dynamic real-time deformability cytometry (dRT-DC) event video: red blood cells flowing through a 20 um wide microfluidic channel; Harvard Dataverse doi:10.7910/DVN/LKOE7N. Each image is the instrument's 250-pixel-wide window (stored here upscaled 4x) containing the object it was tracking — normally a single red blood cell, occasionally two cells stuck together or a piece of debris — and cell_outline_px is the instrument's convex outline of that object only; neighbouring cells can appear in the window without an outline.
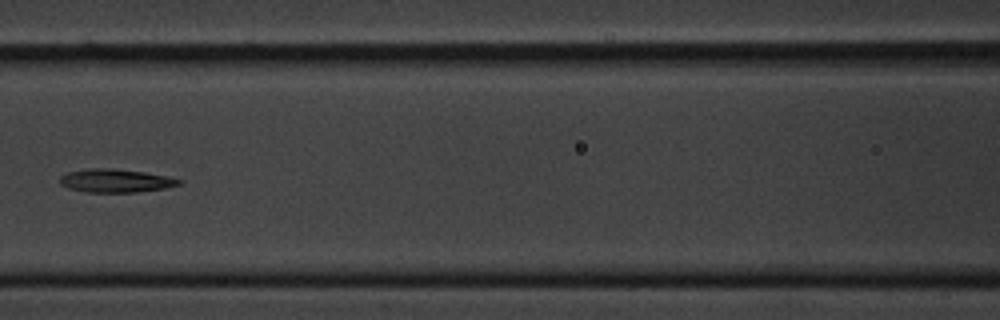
{"species": "common noctule bat (a hibernating species)", "species_latin": "Nyctalus noctula", "temperature_condition": "cold", "stored_images_in_passage": 12, "camera_frame_rate_fps": 3000, "um_per_image_px": 0.085, "animal": {"sex": "male", "body_mass_g": 20.1, "forearm_length_mm": 53.5}, "frame": {"image": 1, "passage_image": 7, "time_ms": 2.0, "image_size_px": [1000, 320], "cell_outline_px": [[184, 180], [180, 184], [164, 188], [136, 192], [88, 192], [68, 188], [60, 184], [60, 176], [68, 172], [92, 168], [112, 168], [144, 172]], "centroid_in_image_um": [9.81, 15.36], "position_along_channel_um": 156.8, "area_um2": 16.01}}
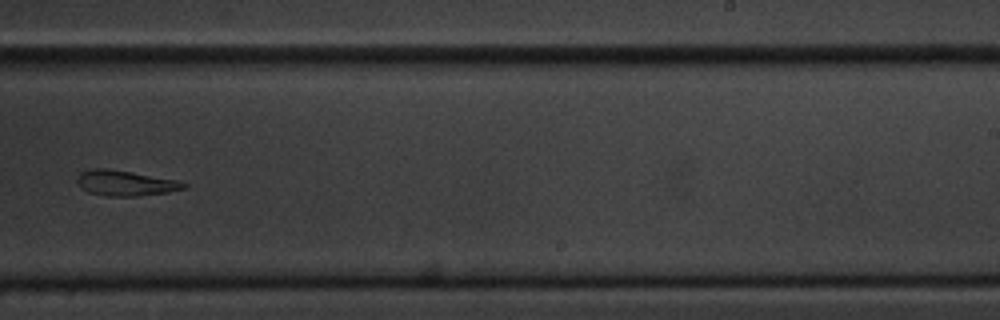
{"frame": {"image": 2, "passage_image": 10, "time_ms": 3.0, "image_size_px": [1000, 320], "cell_outline_px": [[188, 188], [168, 192], [136, 196], [104, 196], [88, 192], [80, 188], [76, 184], [76, 176], [80, 172], [92, 168], [104, 168], [132, 172], [176, 180], [188, 184]], "centroid_in_image_um": [10.6, 15.56], "position_along_channel_um": 278.4, "area_um2": 15.95}}
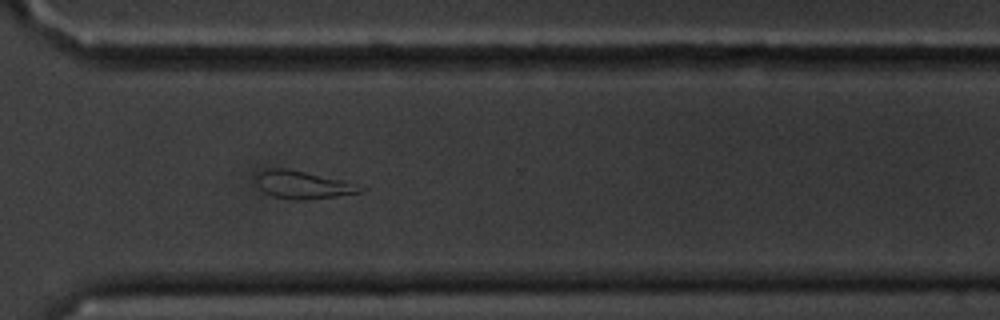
{"frame": {"image": 3, "passage_image": 12, "time_ms": 3.667, "image_size_px": [1000, 320], "cell_outline_px": [[368, 188], [360, 192], [336, 196], [304, 200], [296, 200], [272, 196], [264, 192], [260, 188], [256, 176], [260, 172], [268, 168], [284, 168], [304, 172], [340, 180]], "centroid_in_image_um": [25.73, 15.72], "position_along_channel_um": 344.9, "area_um2": 16.42}}